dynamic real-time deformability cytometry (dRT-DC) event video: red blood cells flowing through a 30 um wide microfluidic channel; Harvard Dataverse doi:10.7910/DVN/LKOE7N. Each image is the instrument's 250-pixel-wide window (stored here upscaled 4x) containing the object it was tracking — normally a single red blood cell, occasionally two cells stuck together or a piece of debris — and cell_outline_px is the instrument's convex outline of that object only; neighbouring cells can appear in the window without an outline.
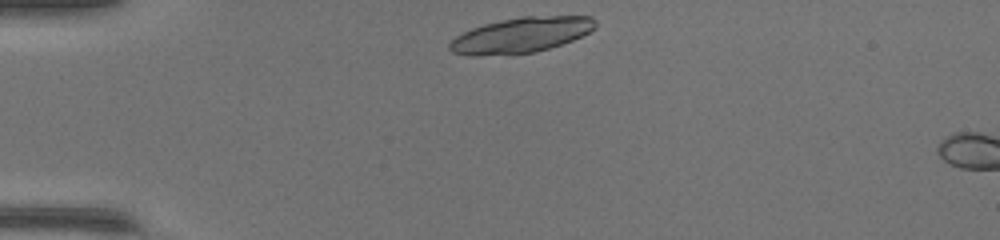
{"species": "common noctule bat (a hibernating species)", "species_latin": "Nyctalus noctula", "temperature_condition": "warm", "stored_images_in_passage": 4, "camera_frame_rate_fps": 3000, "um_per_image_px": 0.085, "animal": {"sex": "female", "body_mass_g": 17.0, "forearm_length_mm": 48.0}, "frame": {"image": 1, "passage_image": 1, "time_ms": 0.0, "image_size_px": [1000, 240], "cell_outline_px": [[596, 28], [572, 40], [536, 52], [476, 56], [472, 56], [452, 52], [448, 48], [448, 44], [456, 36], [472, 28], [484, 24], [520, 16], [592, 16], [596, 20]], "centroid_in_image_um": [44.28, 2.97], "position_along_channel_um": 40.7, "area_um2": 29.82}}